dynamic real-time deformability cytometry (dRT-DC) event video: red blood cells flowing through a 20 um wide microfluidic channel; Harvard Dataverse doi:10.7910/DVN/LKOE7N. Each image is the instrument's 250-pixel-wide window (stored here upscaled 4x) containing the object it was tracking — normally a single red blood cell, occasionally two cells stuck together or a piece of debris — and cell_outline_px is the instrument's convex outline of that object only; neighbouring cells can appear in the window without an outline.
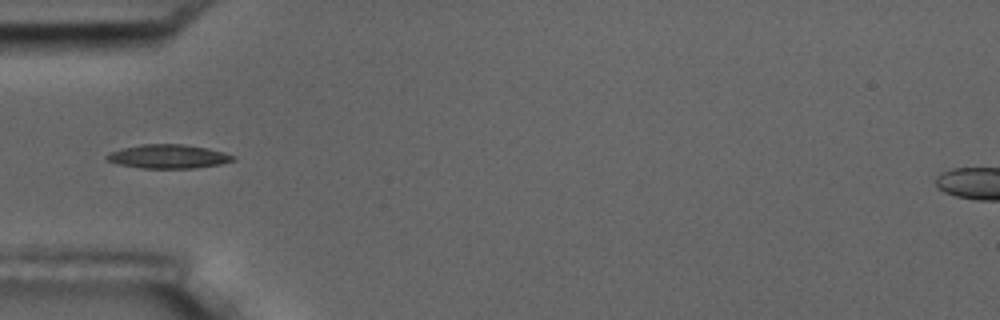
{"species": "common noctule bat (a hibernating species)", "species_latin": "Nyctalus noctula", "temperature_condition": "room temperature", "stored_images_in_passage": 16, "camera_frame_rate_fps": 3000, "um_per_image_px": 0.085, "animal": {"sex": "male", "body_mass_g": 17.5, "forearm_length_mm": 52.3}, "frame": {"image": 1, "passage_image": 5, "time_ms": 5.667, "image_size_px": [1000, 320], "cell_outline_px": [[236, 160], [220, 164], [192, 168], [140, 168], [120, 164], [108, 160], [104, 156], [108, 152], [140, 144], [184, 144], [208, 148], [224, 152], [236, 156]], "centroid_in_image_um": [14.32, 13.29], "position_along_channel_um": 70.7, "area_um2": 17.57}}
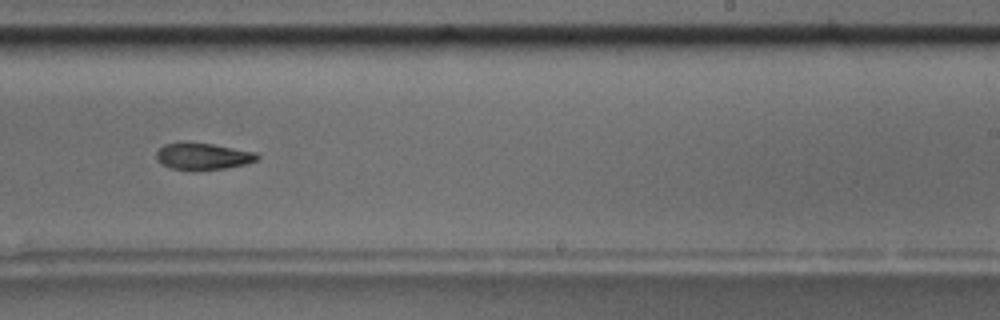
{"frame": {"image": 2, "passage_image": 10, "time_ms": 11.333, "image_size_px": [1000, 320], "cell_outline_px": [[260, 156], [256, 160], [244, 164], [224, 168], [172, 168], [156, 160], [156, 152], [164, 144], [180, 140], [184, 140], [212, 144], [256, 152]], "centroid_in_image_um": [17.21, 13.22], "position_along_channel_um": 271.8, "area_um2": 15.43}}
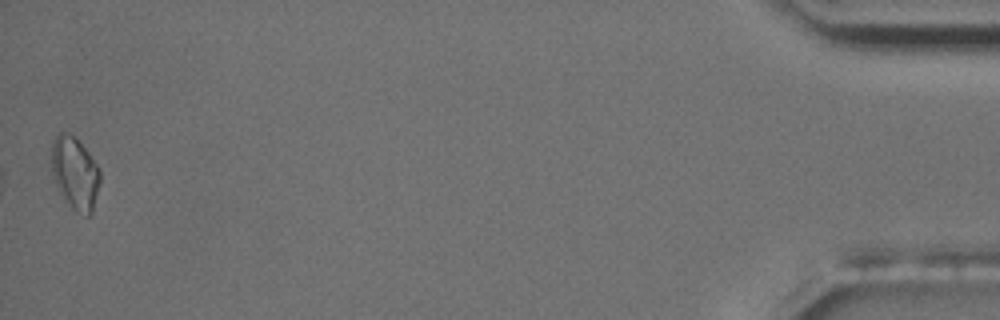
{"frame": {"image": 3, "passage_image": 16, "time_ms": 18.333, "image_size_px": [1000, 320], "cell_outline_px": [[100, 180], [92, 212], [88, 216], [84, 216], [76, 212], [64, 200], [56, 184], [52, 172], [52, 140], [56, 132], [68, 132], [88, 152], [100, 168]], "centroid_in_image_um": [6.37, 14.72], "position_along_channel_um": 428.8, "area_um2": 20.46}, "authors_computed_cell_mechanics": {"area_um2": 16.7042, "velocity_mm_per_s": 3.5535, "shape_relaxation_time_tau1_ms": 8.5822, "shape_relaxation_time_tau2_ms": null, "deformation_change_tau1": 0.1597, "deformation_change_tau2": null}}